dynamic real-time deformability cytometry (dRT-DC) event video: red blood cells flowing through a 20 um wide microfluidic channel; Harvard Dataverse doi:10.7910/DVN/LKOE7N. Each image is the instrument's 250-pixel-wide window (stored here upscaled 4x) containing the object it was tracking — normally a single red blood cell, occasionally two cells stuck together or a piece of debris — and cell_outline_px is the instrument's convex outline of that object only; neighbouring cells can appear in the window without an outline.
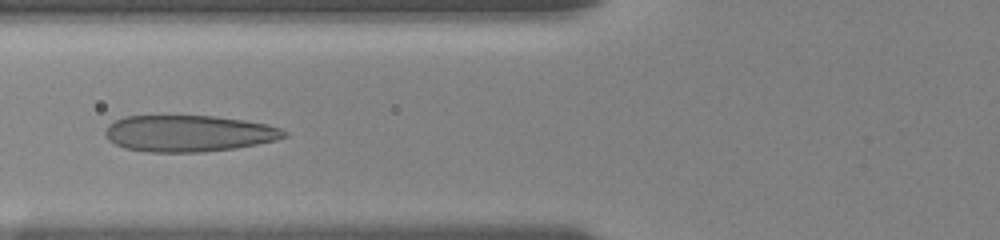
{"species": "human", "species_latin": "Homo sapiens", "temperature_condition": "room temperature", "stored_images_in_passage": 35, "camera_frame_rate_fps": 3000, "um_per_image_px": 0.085, "donor": {"sex": "female"}, "frame": {"image": 1, "passage_image": 16, "time_ms": 7.0, "image_size_px": [1000, 240], "cell_outline_px": [[288, 136], [276, 140], [236, 148], [204, 152], [148, 152], [124, 148], [108, 140], [104, 132], [108, 124], [124, 116], [212, 116], [244, 120], [264, 124], [280, 128], [288, 132]], "centroid_in_image_um": [16.02, 11.35], "position_along_channel_um": 109.8, "area_um2": 38.03}}
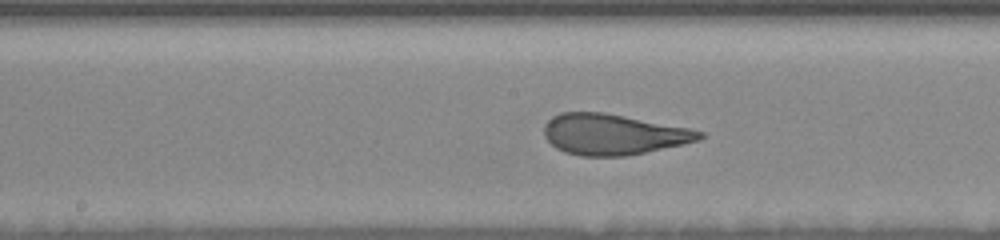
{"frame": {"image": 2, "passage_image": 21, "time_ms": 9.333, "image_size_px": [1000, 240], "cell_outline_px": [[704, 136], [700, 140], [684, 144], [624, 156], [580, 156], [564, 152], [556, 148], [544, 136], [544, 124], [552, 116], [560, 112], [604, 112], [688, 128], [704, 132]], "centroid_in_image_um": [52.09, 11.42], "position_along_channel_um": 196.1, "area_um2": 36.82}}
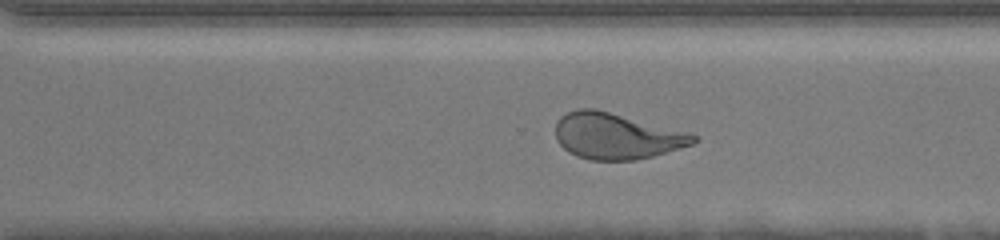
{"frame": {"image": 3, "passage_image": 32, "time_ms": 12.667, "image_size_px": [1000, 240], "cell_outline_px": [[700, 140], [692, 144], [652, 156], [636, 160], [592, 160], [576, 156], [568, 152], [556, 140], [556, 120], [560, 116], [568, 112], [580, 108], [596, 108], [692, 132], [700, 136]], "centroid_in_image_um": [52.43, 11.55], "position_along_channel_um": 318.2, "area_um2": 37.51}}